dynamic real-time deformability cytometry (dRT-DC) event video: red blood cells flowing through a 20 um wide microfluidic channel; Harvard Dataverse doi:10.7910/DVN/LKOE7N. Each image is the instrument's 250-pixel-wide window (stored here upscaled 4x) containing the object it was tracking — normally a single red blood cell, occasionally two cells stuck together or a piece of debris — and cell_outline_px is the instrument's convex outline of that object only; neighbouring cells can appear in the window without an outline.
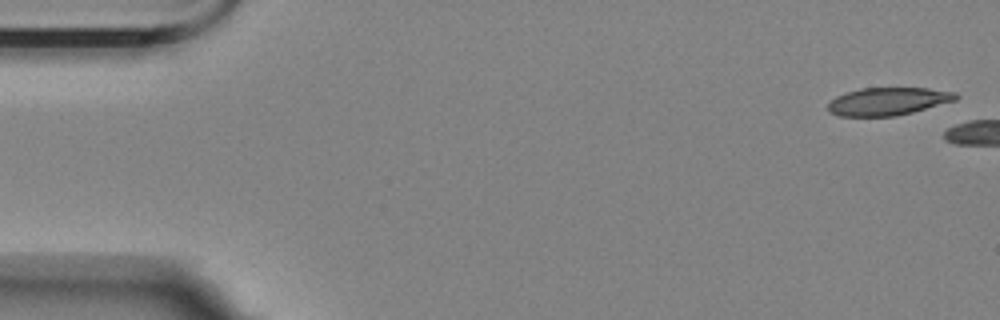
{"species": "Egyptian fruit bat (a non-hibernating species)", "species_latin": "Rousettus aegyptiacus", "temperature_condition": "room temperature", "stored_images_in_passage": 6, "segment_of_instrument_passage": [1, 2], "camera_frame_rate_fps": 3000, "um_per_image_px": 0.085, "animal": {"sex": "female"}, "frame": {"image": 1, "passage_image": 1, "time_ms": 0.0, "image_size_px": [1000, 320], "cell_outline_px": [[960, 96], [956, 100], [912, 112], [896, 116], [840, 116], [828, 112], [828, 104], [836, 96], [844, 92], [860, 88], [928, 88], [956, 92]], "centroid_in_image_um": [75.47, 8.61], "position_along_channel_um": 9.5, "area_um2": 20.75}}
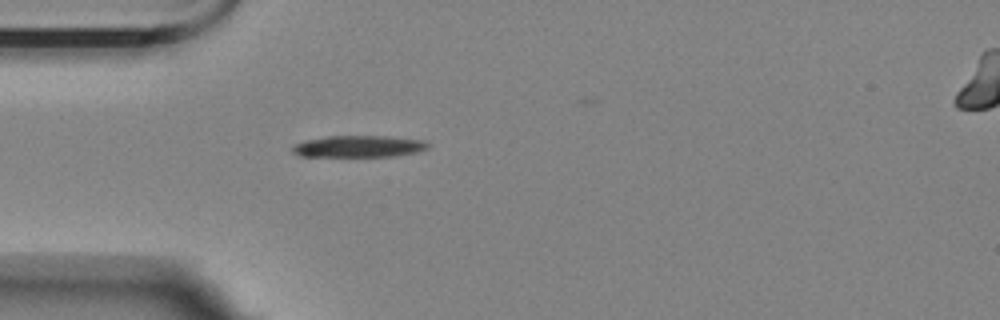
{"frame": {"image": 2, "passage_image": 5, "time_ms": 6.333, "image_size_px": [1000, 320], "cell_outline_px": [[432, 144], [428, 148], [416, 152], [392, 156], [300, 156], [292, 152], [292, 144], [308, 140], [328, 136], [384, 136], [424, 140]], "centroid_in_image_um": [30.5, 12.44], "position_along_channel_um": 54.5, "area_um2": 17.05}}